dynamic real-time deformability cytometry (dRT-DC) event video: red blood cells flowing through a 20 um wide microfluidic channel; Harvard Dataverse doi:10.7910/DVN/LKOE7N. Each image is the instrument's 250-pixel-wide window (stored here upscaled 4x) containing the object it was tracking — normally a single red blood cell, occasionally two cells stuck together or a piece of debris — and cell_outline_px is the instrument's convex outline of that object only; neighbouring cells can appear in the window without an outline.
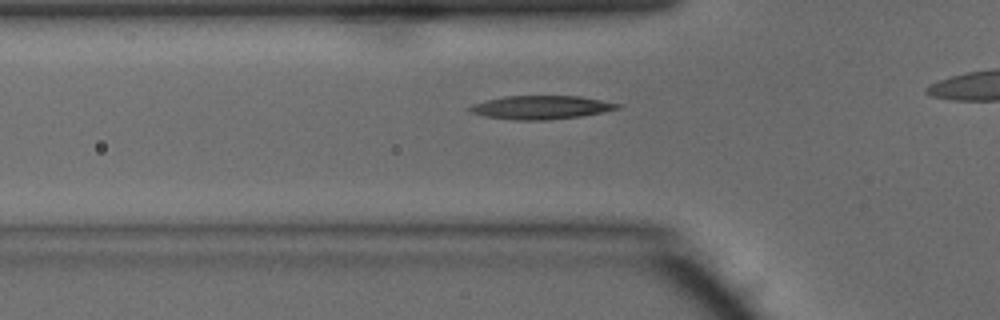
{"species": "common noctule bat (a hibernating species)", "species_latin": "Nyctalus noctula", "temperature_condition": "warm", "stored_images_in_passage": 8, "camera_frame_rate_fps": 3000, "um_per_image_px": 0.085, "animal": {"sex": "male", "body_mass_g": 15.6}, "frame": {"image": 1, "passage_image": 3, "time_ms": 0.667, "image_size_px": [1000, 320], "cell_outline_px": [[620, 108], [580, 116], [548, 120], [512, 120], [484, 116], [468, 112], [464, 108], [472, 104], [504, 96], [580, 96], [620, 104]], "centroid_in_image_um": [45.89, 9.13], "position_along_channel_um": 79.9, "area_um2": 20.23}}